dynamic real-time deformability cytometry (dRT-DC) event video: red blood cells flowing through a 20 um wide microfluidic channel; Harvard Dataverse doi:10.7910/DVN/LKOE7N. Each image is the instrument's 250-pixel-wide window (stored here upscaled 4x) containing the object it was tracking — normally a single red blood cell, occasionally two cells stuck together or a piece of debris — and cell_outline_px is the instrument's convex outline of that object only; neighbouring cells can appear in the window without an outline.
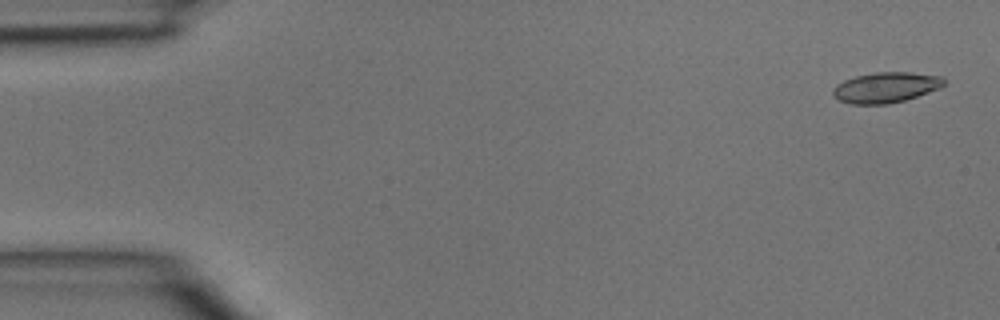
{"species": "common noctule bat (a hibernating species)", "species_latin": "Nyctalus noctula", "temperature_condition": "room temperature", "stored_images_in_passage": 4, "camera_frame_rate_fps": 3000, "um_per_image_px": 0.085, "animal": {"sex": "male", "body_mass_g": 15.6}, "frame": {"image": 1, "passage_image": 1, "time_ms": 0.0, "image_size_px": [1000, 320], "cell_outline_px": [[944, 84], [940, 88], [904, 100], [888, 104], [848, 104], [840, 100], [832, 92], [832, 88], [836, 84], [844, 80], [856, 76], [872, 72], [908, 72], [944, 76]], "centroid_in_image_um": [75.28, 7.42], "position_along_channel_um": 9.7, "area_um2": 19.71}}
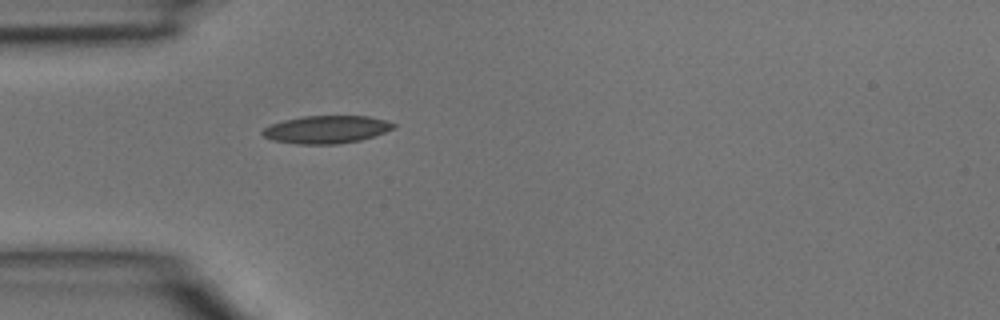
{"frame": {"image": 2, "passage_image": 4, "time_ms": 1.0, "image_size_px": [1000, 320], "cell_outline_px": [[396, 128], [360, 140], [336, 144], [296, 144], [272, 140], [264, 136], [260, 132], [264, 128], [272, 124], [284, 120], [304, 116], [368, 116], [384, 120], [396, 124]], "centroid_in_image_um": [27.73, 11.01], "position_along_channel_um": 57.3, "area_um2": 21.04}}